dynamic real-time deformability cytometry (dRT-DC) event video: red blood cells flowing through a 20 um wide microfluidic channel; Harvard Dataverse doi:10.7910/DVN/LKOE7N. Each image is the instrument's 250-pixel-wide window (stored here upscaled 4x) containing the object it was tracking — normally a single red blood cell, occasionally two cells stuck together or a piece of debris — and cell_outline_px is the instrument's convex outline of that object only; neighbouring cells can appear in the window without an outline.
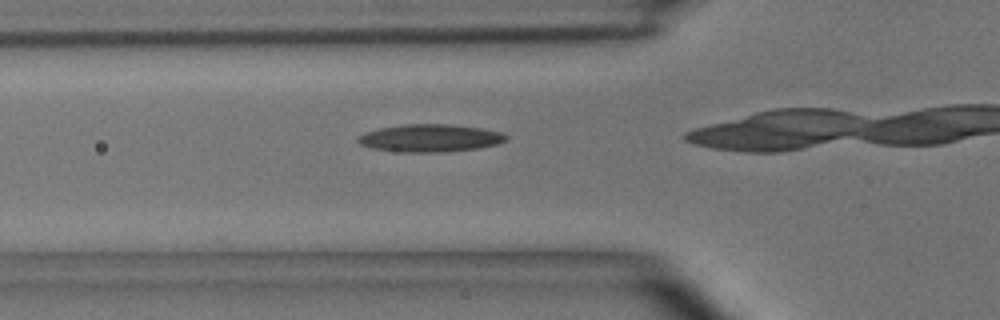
{"species": "common noctule bat (a hibernating species)", "species_latin": "Nyctalus noctula", "temperature_condition": "room temperature", "stored_images_in_passage": 25, "camera_frame_rate_fps": 3000, "um_per_image_px": 0.085, "animal": {"sex": "male", "body_mass_g": 15.6}, "frame": {"image": 1, "passage_image": 4, "time_ms": 1.0, "image_size_px": [1000, 320], "cell_outline_px": [[508, 140], [500, 144], [476, 148], [444, 152], [404, 152], [372, 148], [360, 144], [356, 140], [356, 136], [364, 132], [380, 128], [404, 124], [452, 124], [480, 128], [504, 132], [508, 136]], "centroid_in_image_um": [36.58, 11.73], "position_along_channel_um": 89.2, "area_um2": 24.04}}